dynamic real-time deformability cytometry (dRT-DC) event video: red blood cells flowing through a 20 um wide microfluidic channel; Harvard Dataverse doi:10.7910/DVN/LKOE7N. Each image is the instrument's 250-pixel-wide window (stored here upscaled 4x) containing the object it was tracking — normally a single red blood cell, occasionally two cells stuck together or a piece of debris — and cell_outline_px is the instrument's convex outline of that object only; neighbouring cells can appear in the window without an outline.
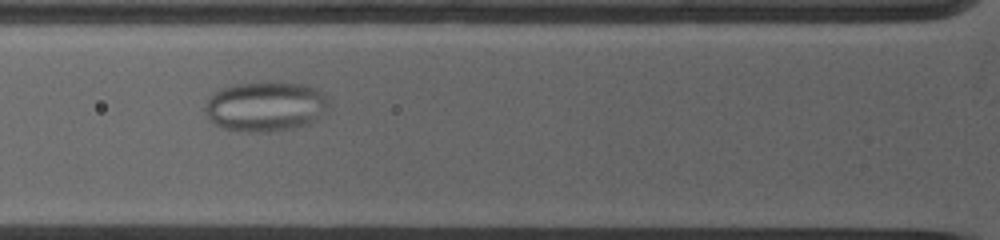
{"species": "common noctule bat (a hibernating species)", "species_latin": "Nyctalus noctula", "temperature_condition": "warm", "stored_images_in_passage": 6, "camera_frame_rate_fps": 5000, "um_per_image_px": 0.085, "animal": {"sex": "female", "body_mass_g": 19.0, "forearm_length_mm": 53.3}, "frame": {"image": 1, "passage_image": 5, "time_ms": 4.2, "image_size_px": [1000, 240], "cell_outline_px": [[328, 108], [300, 124], [292, 128], [268, 132], [248, 132], [228, 128], [220, 124], [208, 112], [208, 100], [212, 96], [228, 88], [240, 84], [300, 84], [312, 88], [328, 104]], "centroid_in_image_um": [22.56, 9.07], "position_along_channel_um": 103.2, "area_um2": 32.77}}